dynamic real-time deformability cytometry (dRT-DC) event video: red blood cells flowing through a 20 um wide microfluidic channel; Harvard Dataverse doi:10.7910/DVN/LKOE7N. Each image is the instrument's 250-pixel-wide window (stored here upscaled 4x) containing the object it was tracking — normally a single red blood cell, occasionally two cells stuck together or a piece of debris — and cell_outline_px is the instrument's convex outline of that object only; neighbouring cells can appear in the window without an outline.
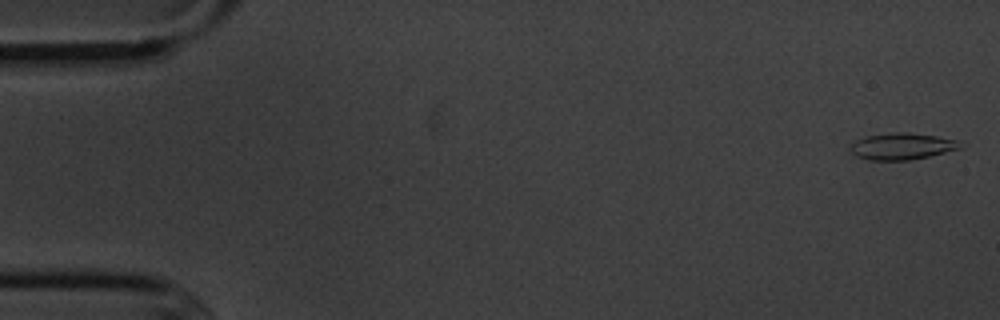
{"species": "common noctule bat (a hibernating species)", "species_latin": "Nyctalus noctula", "temperature_condition": "cold", "stored_images_in_passage": 4, "camera_frame_rate_fps": 3000, "um_per_image_px": 0.085, "animal": {"sex": "male", "body_mass_g": 20.1, "forearm_length_mm": 53.5}, "frame": {"image": 1, "passage_image": 1, "time_ms": 0.0, "image_size_px": [1000, 320], "cell_outline_px": [[964, 148], [928, 156], [908, 160], [868, 160], [856, 156], [852, 152], [852, 144], [856, 140], [868, 136], [896, 132], [908, 132], [936, 136], [956, 140], [964, 144]], "centroid_in_image_um": [76.72, 12.44], "position_along_channel_um": 8.3, "area_um2": 16.88}}